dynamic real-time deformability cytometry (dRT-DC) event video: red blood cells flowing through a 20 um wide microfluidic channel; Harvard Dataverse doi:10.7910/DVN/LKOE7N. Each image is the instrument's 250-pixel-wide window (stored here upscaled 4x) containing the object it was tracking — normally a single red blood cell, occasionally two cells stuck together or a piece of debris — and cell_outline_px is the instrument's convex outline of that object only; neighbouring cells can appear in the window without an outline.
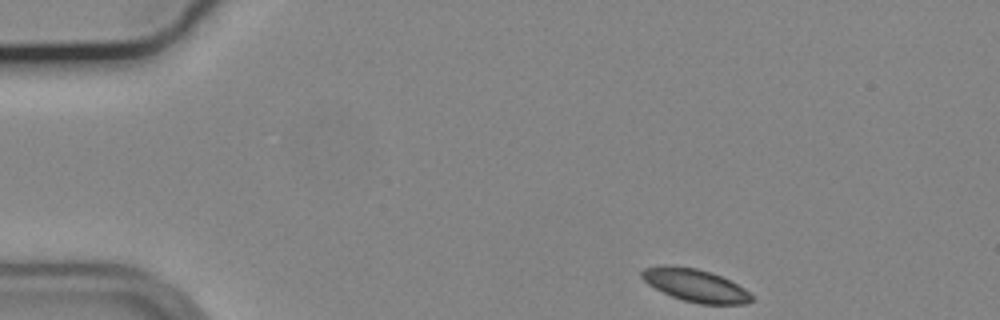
{"species": "common noctule bat (a hibernating species)", "species_latin": "Nyctalus noctula", "temperature_condition": "cold", "stored_images_in_passage": 49, "camera_frame_rate_fps": 3000, "um_per_image_px": 0.085, "animal": {"sex": "male", "body_mass_g": 19.2, "forearm_length_mm": 51.8}, "frame": {"image": 1, "passage_image": 1, "time_ms": 0.0, "image_size_px": [1000, 320], "cell_outline_px": [[752, 300], [748, 304], [700, 304], [684, 300], [672, 296], [648, 284], [640, 276], [640, 272], [644, 268], [696, 268], [720, 276], [744, 288], [752, 296]], "centroid_in_image_um": [59.16, 24.31], "position_along_channel_um": 25.8, "area_um2": 19.94}}
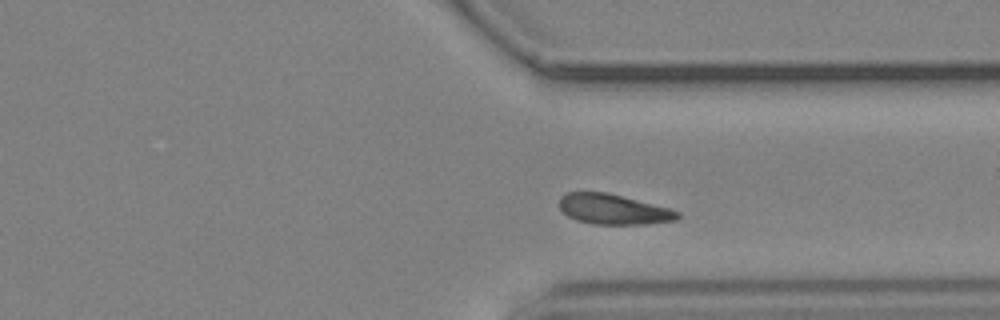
{"frame": {"image": 2, "passage_image": 35, "time_ms": 11.333, "image_size_px": [1000, 320], "cell_outline_px": [[680, 216], [676, 220], [648, 224], [592, 224], [576, 220], [568, 216], [560, 208], [560, 196], [568, 192], [604, 192], [668, 208], [680, 212]], "centroid_in_image_um": [52.12, 17.8], "position_along_channel_um": 359.3, "area_um2": 20.52}}
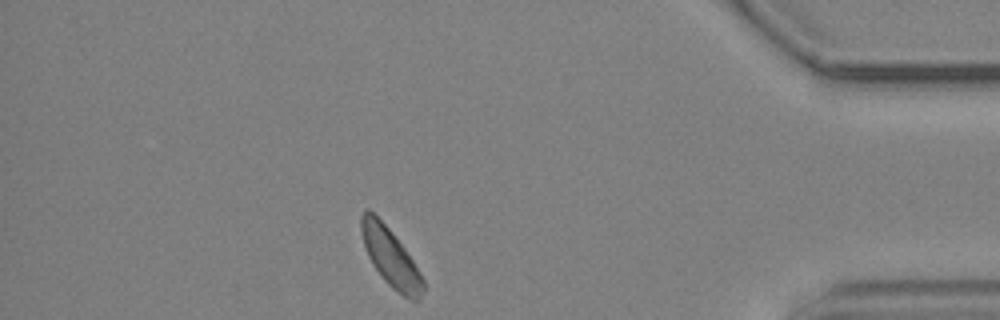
{"frame": {"image": 3, "passage_image": 42, "time_ms": 13.667, "image_size_px": [1000, 320], "cell_outline_px": [[424, 288], [420, 296], [416, 300], [412, 300], [404, 296], [392, 288], [380, 276], [372, 264], [368, 256], [360, 232], [360, 216], [368, 208], [388, 228], [404, 248], [420, 272], [424, 280]], "centroid_in_image_um": [33.17, 21.88], "position_along_channel_um": 402.0, "area_um2": 20.63}, "authors_computed_cell_mechanics": {"area_um2": 21.2126, "velocity_mm_per_s": 3.626, "shape_relaxation_time_tau1_ms": 1.7997, "shape_relaxation_time_tau2_ms": null, "deformation_change_tau1": 0.0627, "deformation_change_tau2": null}}